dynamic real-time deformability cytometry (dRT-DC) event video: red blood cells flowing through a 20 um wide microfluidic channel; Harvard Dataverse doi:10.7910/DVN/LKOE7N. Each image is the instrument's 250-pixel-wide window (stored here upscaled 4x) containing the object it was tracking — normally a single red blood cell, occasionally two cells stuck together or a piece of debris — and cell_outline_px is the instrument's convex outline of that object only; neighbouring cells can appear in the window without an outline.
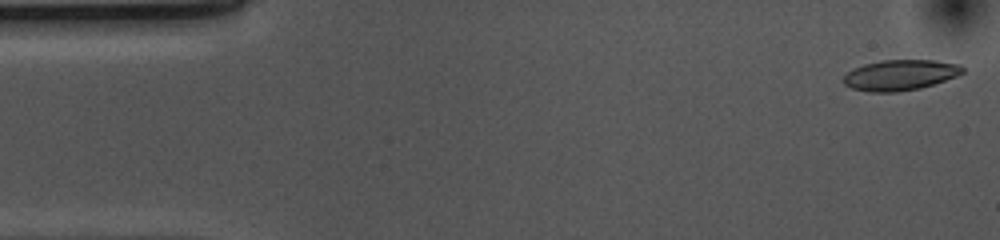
{"species": "common noctule bat (a hibernating species)", "species_latin": "Nyctalus noctula", "temperature_condition": "cold", "stored_images_in_passage": 52, "camera_frame_rate_fps": 3000, "um_per_image_px": 0.085, "animal": {"sex": "female", "body_mass_g": 10.0, "forearm_length_mm": 53.1}, "frame": {"image": 1, "passage_image": 1, "time_ms": 0.0, "image_size_px": [1000, 240], "cell_outline_px": [[964, 72], [956, 76], [920, 88], [896, 92], [868, 92], [852, 88], [844, 84], [840, 80], [852, 68], [864, 64], [880, 60], [932, 60], [960, 64], [964, 68]], "centroid_in_image_um": [76.47, 6.37], "position_along_channel_um": 8.5, "area_um2": 21.27}}
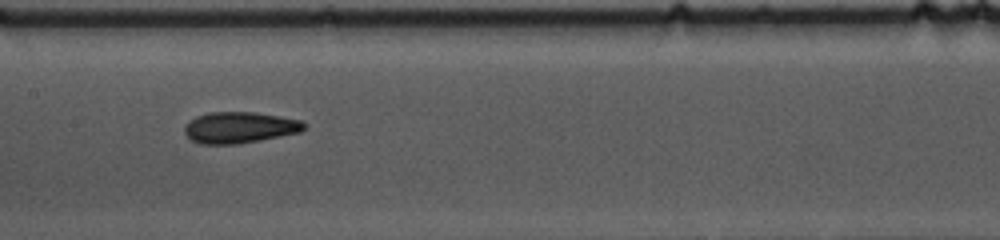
{"frame": {"image": 2, "passage_image": 24, "time_ms": 7.667, "image_size_px": [1000, 240], "cell_outline_px": [[308, 128], [300, 132], [260, 140], [236, 144], [200, 144], [192, 140], [184, 132], [184, 128], [188, 120], [196, 116], [208, 112], [256, 112], [300, 120], [308, 124]], "centroid_in_image_um": [20.37, 10.83], "position_along_channel_um": 187.0, "area_um2": 21.91}}
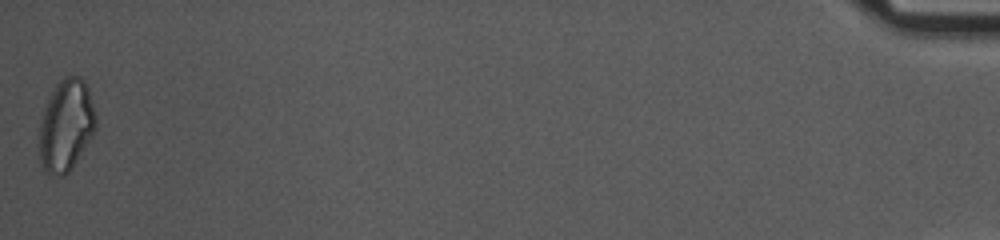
{"frame": {"image": 3, "passage_image": 52, "time_ms": 17.0, "image_size_px": [1000, 240], "cell_outline_px": [[96, 128], [92, 136], [72, 168], [64, 176], [48, 176], [40, 160], [40, 128], [44, 112], [48, 100], [56, 84], [64, 76], [80, 76], [84, 80], [88, 88], [96, 116]], "centroid_in_image_um": [5.64, 10.68], "position_along_channel_um": 429.6, "area_um2": 29.94}, "authors_computed_cell_mechanics": {"area_um2": 21.6461, "velocity_mm_per_s": 3.706, "shape_relaxation_time_tau1_ms": 8.5358, "shape_relaxation_time_tau2_ms": 1.8725, "deformation_change_tau1": 0.1668, "deformation_change_tau2": 0.0712}}